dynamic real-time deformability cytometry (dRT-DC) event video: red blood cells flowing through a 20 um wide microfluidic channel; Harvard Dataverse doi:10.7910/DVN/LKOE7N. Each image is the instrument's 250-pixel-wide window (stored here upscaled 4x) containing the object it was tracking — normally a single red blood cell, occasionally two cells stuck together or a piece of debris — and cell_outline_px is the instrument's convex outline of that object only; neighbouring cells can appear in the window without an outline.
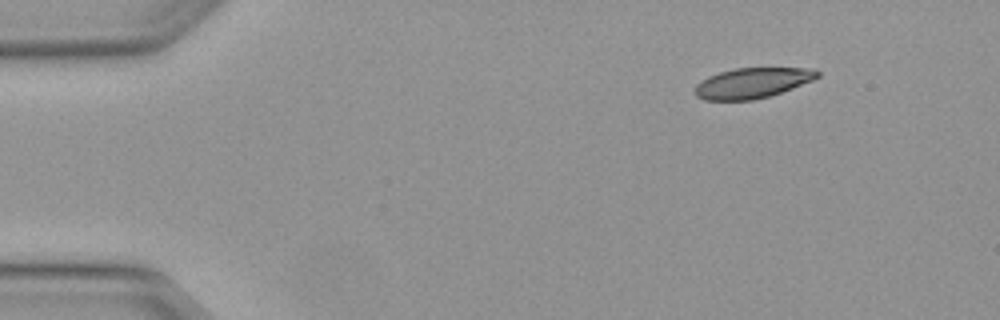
{"species": "Egyptian fruit bat (a non-hibernating species)", "species_latin": "Rousettus aegyptiacus", "temperature_condition": "warm", "stored_images_in_passage": 44, "camera_frame_rate_fps": 3000, "um_per_image_px": 0.085, "animal": {"sex": "female"}, "frame": {"image": 1, "passage_image": 1, "time_ms": 0.0, "image_size_px": [1000, 320], "cell_outline_px": [[820, 76], [812, 80], [792, 88], [768, 96], [752, 100], [704, 100], [696, 96], [696, 84], [700, 80], [708, 76], [720, 72], [736, 68], [816, 68], [820, 72]], "centroid_in_image_um": [63.95, 7.04], "position_along_channel_um": 21.1, "area_um2": 21.56}}
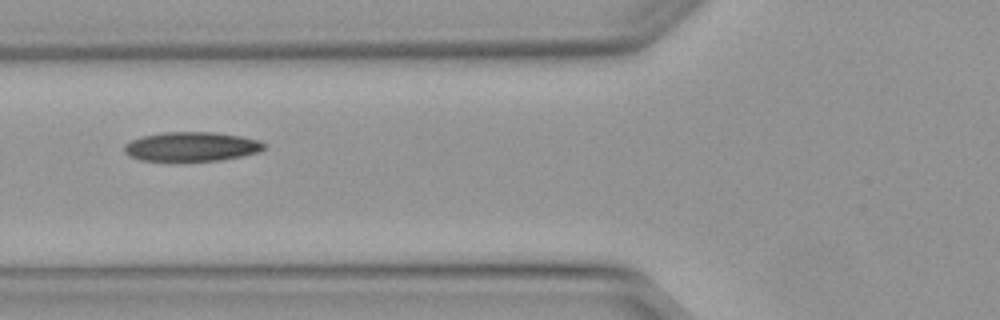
{"frame": {"image": 2, "passage_image": 14, "time_ms": 4.333, "image_size_px": [1000, 320], "cell_outline_px": [[264, 148], [256, 152], [240, 156], [220, 160], [140, 160], [128, 156], [124, 152], [124, 144], [140, 136], [164, 132], [212, 132], [240, 136], [260, 140], [264, 144]], "centroid_in_image_um": [16.22, 12.45], "position_along_channel_um": 109.6, "area_um2": 23.58}}
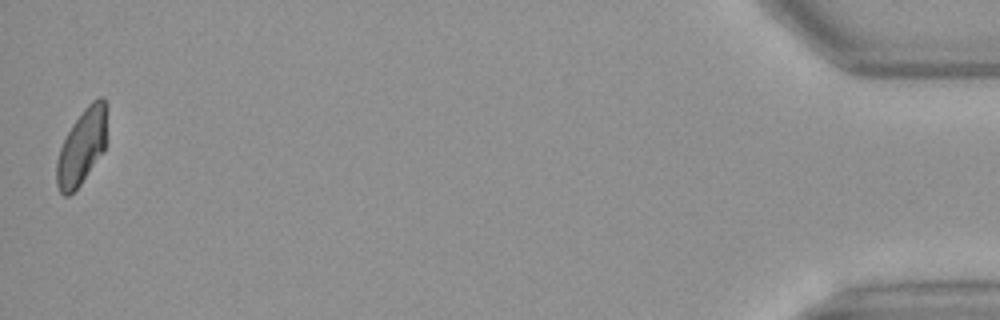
{"frame": {"image": 3, "passage_image": 44, "time_ms": 14.333, "image_size_px": [1000, 320], "cell_outline_px": [[104, 148], [80, 184], [68, 196], [64, 196], [60, 192], [56, 184], [56, 160], [60, 148], [72, 124], [84, 108], [92, 100], [100, 96], [104, 96]], "centroid_in_image_um": [6.88, 12.5], "position_along_channel_um": 428.3, "area_um2": 21.21}, "authors_computed_cell_mechanics": {"area_um2": 23.3512, "velocity_mm_per_s": 4.1189, "shape_relaxation_time_tau1_ms": 7.4751, "shape_relaxation_time_tau2_ms": 3.0184, "deformation_change_tau1": 0.1918, "deformation_change_tau2": 0.0877}}